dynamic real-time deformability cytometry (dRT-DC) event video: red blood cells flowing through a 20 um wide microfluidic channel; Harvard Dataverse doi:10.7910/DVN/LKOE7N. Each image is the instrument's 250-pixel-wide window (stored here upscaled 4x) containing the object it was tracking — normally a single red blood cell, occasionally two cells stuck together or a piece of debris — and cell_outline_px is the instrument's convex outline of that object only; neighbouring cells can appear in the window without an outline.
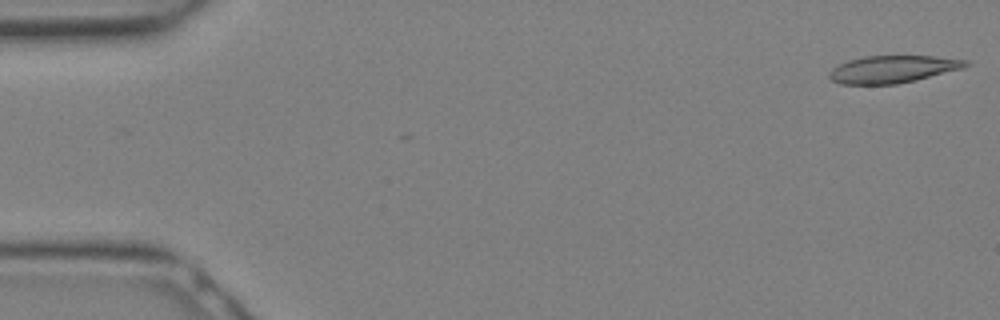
{"species": "Egyptian fruit bat (a non-hibernating species)", "species_latin": "Rousettus aegyptiacus", "temperature_condition": "warm", "stored_images_in_passage": 9, "camera_frame_rate_fps": 3000, "um_per_image_px": 0.085, "animal": {"sex": "female"}, "frame": {"image": 1, "passage_image": 1, "time_ms": 0.0, "image_size_px": [1000, 320], "cell_outline_px": [[968, 64], [964, 68], [916, 80], [896, 84], [840, 84], [832, 80], [828, 76], [828, 72], [832, 68], [848, 60], [864, 56], [936, 56], [968, 60]], "centroid_in_image_um": [75.87, 5.88], "position_along_channel_um": 9.1, "area_um2": 21.73}}